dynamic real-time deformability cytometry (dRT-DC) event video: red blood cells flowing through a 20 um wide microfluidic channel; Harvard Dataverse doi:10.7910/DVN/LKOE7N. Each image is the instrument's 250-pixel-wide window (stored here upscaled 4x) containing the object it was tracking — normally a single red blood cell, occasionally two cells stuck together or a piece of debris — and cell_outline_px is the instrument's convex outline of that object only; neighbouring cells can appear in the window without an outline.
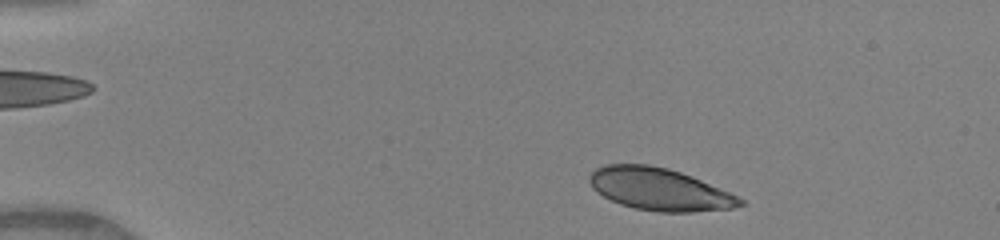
{"species": "human", "species_latin": "Homo sapiens", "temperature_condition": "warm", "stored_images_in_passage": 38, "camera_frame_rate_fps": 3000, "um_per_image_px": 0.085, "donor": {"sex": "female"}, "frame": {"image": 1, "passage_image": 3, "time_ms": 0.667, "image_size_px": [1000, 240], "cell_outline_px": [[744, 204], [732, 208], [692, 212], [656, 212], [636, 208], [620, 204], [604, 196], [592, 188], [588, 180], [588, 176], [596, 168], [604, 164], [648, 164], [668, 168], [692, 176], [728, 192], [744, 200]], "centroid_in_image_um": [56.02, 16.08], "position_along_channel_um": 29.0, "area_um2": 36.93}}
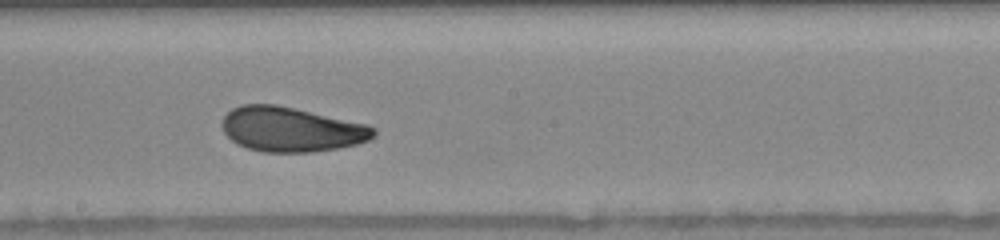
{"frame": {"image": 2, "passage_image": 23, "time_ms": 7.333, "image_size_px": [1000, 240], "cell_outline_px": [[376, 136], [368, 140], [356, 144], [340, 148], [312, 152], [260, 152], [236, 144], [224, 132], [220, 124], [224, 116], [232, 108], [240, 104], [276, 104], [368, 124], [376, 128]], "centroid_in_image_um": [24.75, 10.99], "position_along_channel_um": 223.4, "area_um2": 39.77}}
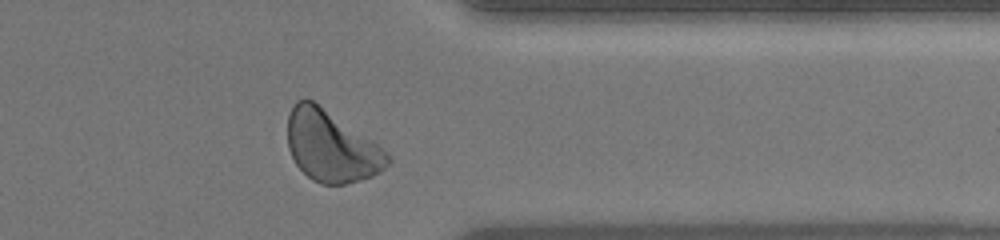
{"frame": {"image": 3, "passage_image": 35, "time_ms": 11.333, "image_size_px": [1000, 240], "cell_outline_px": [[392, 160], [380, 172], [372, 176], [344, 184], [320, 184], [312, 180], [296, 164], [288, 148], [288, 116], [296, 100], [312, 100], [388, 152]], "centroid_in_image_um": [28.15, 12.47], "position_along_channel_um": 383.3, "area_um2": 40.69}, "authors_computed_cell_mechanics": {"area_um2": 39.1017, "velocity_mm_per_s": 4.1027, "shape_relaxation_time_tau1_ms": 2.8245, "shape_relaxation_time_tau2_ms": 0.821, "deformation_change_tau1": 0.129, "deformation_change_tau2": 0.0625}}